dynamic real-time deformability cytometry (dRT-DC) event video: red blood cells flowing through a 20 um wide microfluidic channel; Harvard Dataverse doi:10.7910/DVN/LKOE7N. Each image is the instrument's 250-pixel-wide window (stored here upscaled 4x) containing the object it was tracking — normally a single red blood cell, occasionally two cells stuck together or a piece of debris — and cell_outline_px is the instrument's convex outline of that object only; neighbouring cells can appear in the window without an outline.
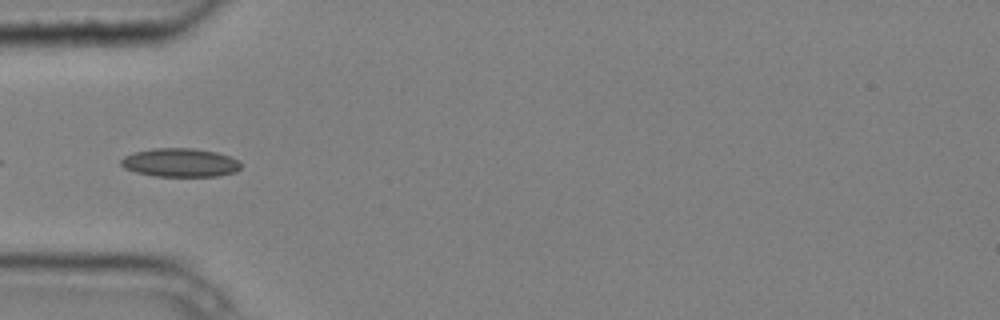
{"species": "common noctule bat (a hibernating species)", "species_latin": "Nyctalus noctula", "temperature_condition": "cold", "stored_images_in_passage": 6, "camera_frame_rate_fps": 3000, "um_per_image_px": 0.085, "animal": {"sex": "male", "body_mass_g": 20.4}, "frame": {"image": 1, "passage_image": 4, "time_ms": 1.0, "image_size_px": [1000, 320], "cell_outline_px": [[240, 168], [236, 172], [216, 176], [156, 176], [136, 172], [124, 168], [120, 164], [120, 160], [124, 156], [136, 152], [152, 148], [196, 148], [216, 152], [228, 156], [236, 160], [240, 164]], "centroid_in_image_um": [15.29, 13.82], "position_along_channel_um": 69.7, "area_um2": 19.88}}
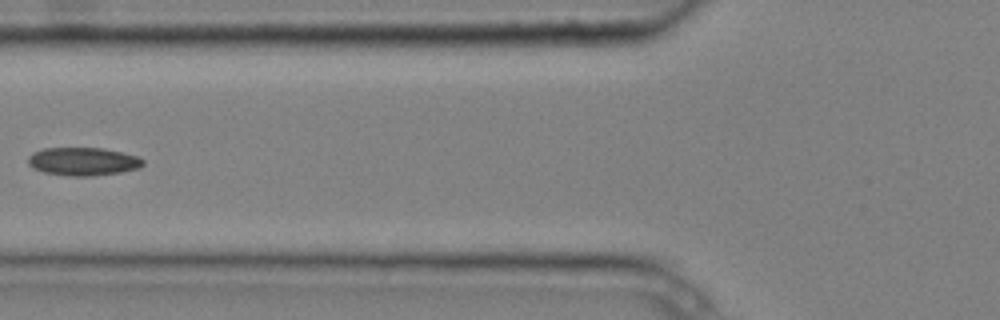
{"frame": {"image": 2, "passage_image": 5, "time_ms": 1.333, "image_size_px": [1000, 320], "cell_outline_px": [[144, 164], [140, 168], [120, 172], [92, 176], [68, 176], [44, 172], [32, 168], [28, 164], [28, 156], [32, 152], [44, 148], [104, 148], [140, 156], [144, 160]], "centroid_in_image_um": [7.07, 13.72], "position_along_channel_um": 118.7, "area_um2": 19.07}}
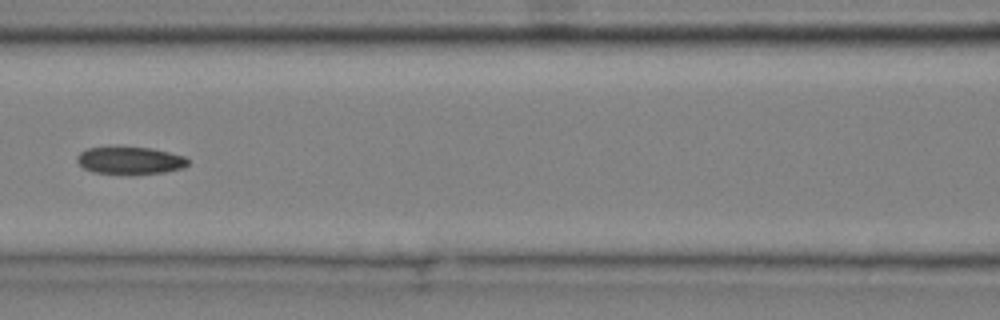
{"frame": {"image": 3, "passage_image": 6, "time_ms": 1.667, "image_size_px": [1000, 320], "cell_outline_px": [[188, 164], [184, 168], [164, 172], [92, 172], [84, 168], [76, 160], [76, 156], [80, 152], [88, 148], [108, 144], [112, 144], [152, 148], [184, 156], [188, 160]], "centroid_in_image_um": [11.0, 13.56], "position_along_channel_um": 155.6, "area_um2": 17.86}}